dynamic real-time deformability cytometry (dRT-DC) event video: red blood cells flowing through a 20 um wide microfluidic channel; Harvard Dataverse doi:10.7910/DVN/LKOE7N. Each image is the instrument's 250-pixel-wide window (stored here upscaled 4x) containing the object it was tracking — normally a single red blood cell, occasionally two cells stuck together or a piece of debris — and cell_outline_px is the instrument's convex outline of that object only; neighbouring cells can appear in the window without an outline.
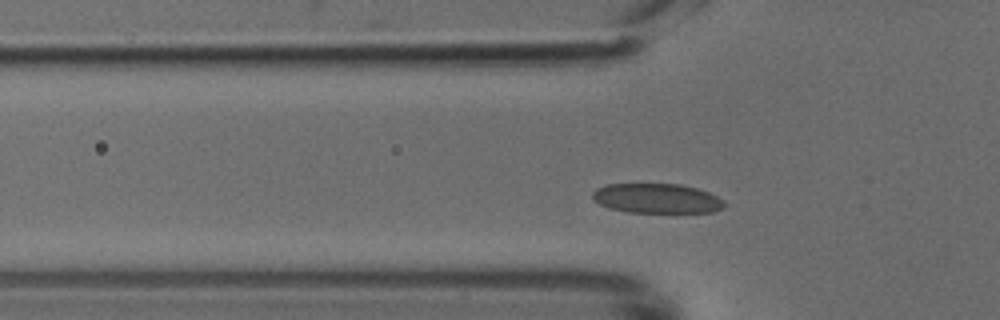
{"species": "common noctule bat (a hibernating species)", "species_latin": "Nyctalus noctula", "temperature_condition": "cold", "stored_images_in_passage": 44, "camera_frame_rate_fps": 3000, "um_per_image_px": 0.085, "animal": {"sex": "male", "body_mass_g": 18.8}, "frame": {"image": 1, "passage_image": 9, "time_ms": 2.667, "image_size_px": [1000, 320], "cell_outline_px": [[724, 208], [712, 212], [628, 212], [608, 208], [592, 200], [592, 192], [596, 188], [608, 184], [680, 184], [696, 188], [708, 192], [724, 200]], "centroid_in_image_um": [55.8, 16.86], "position_along_channel_um": 70.0, "area_um2": 22.83}}
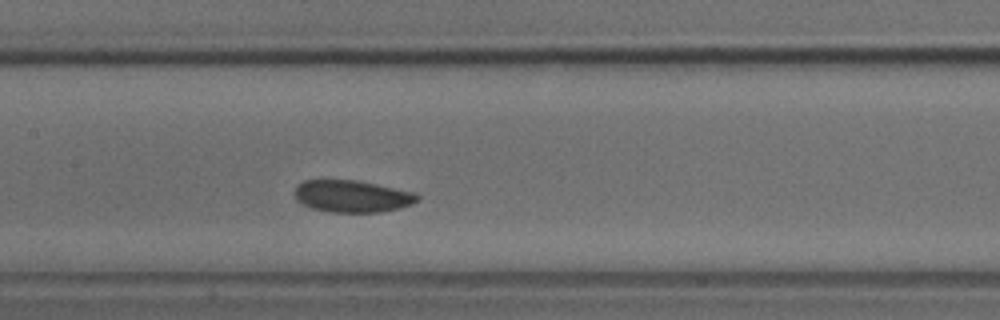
{"frame": {"image": 2, "passage_image": 17, "time_ms": 5.333, "image_size_px": [1000, 320], "cell_outline_px": [[420, 200], [412, 204], [400, 208], [384, 212], [328, 212], [312, 208], [296, 200], [292, 192], [304, 180], [356, 180], [416, 192], [420, 196]], "centroid_in_image_um": [29.96, 16.69], "position_along_channel_um": 177.4, "area_um2": 23.12}}
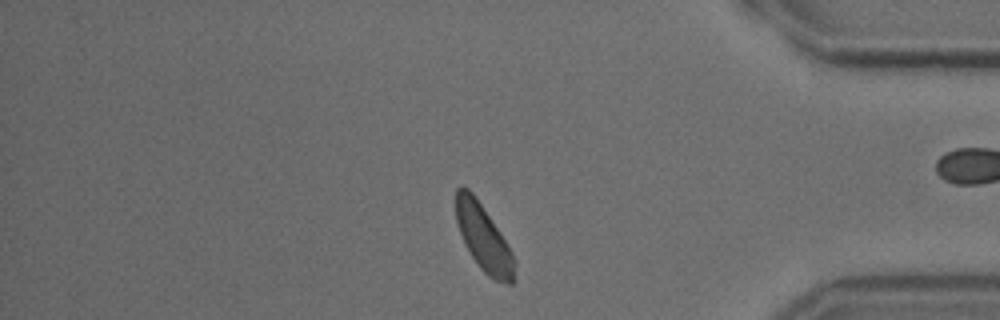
{"frame": {"image": 3, "passage_image": 35, "time_ms": 11.333, "image_size_px": [1000, 320], "cell_outline_px": [[516, 280], [512, 284], [508, 284], [492, 280], [480, 268], [472, 256], [460, 232], [456, 220], [456, 188], [468, 188], [472, 192], [508, 244], [516, 260]], "centroid_in_image_um": [41.16, 20.31], "position_along_channel_um": 394.0, "area_um2": 22.48}}